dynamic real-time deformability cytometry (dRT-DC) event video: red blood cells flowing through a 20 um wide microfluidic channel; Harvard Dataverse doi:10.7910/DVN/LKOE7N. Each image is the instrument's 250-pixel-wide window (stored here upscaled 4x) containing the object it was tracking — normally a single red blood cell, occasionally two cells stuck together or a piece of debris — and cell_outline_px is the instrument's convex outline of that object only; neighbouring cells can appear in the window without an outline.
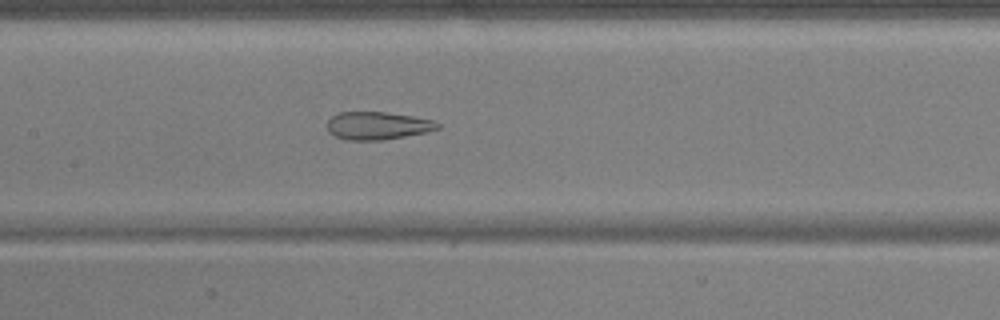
{"species": "common noctule bat (a hibernating species)", "species_latin": "Nyctalus noctula", "temperature_condition": "warm", "stored_images_in_passage": 55, "camera_frame_rate_fps": 3000, "um_per_image_px": 0.085, "animal": {"sex": "male", "body_mass_g": 17.9, "forearm_length_mm": 54.2}, "frame": {"image": 1, "passage_image": 27, "time_ms": 8.667, "image_size_px": [1000, 320], "cell_outline_px": [[440, 128], [424, 132], [404, 136], [380, 140], [348, 140], [336, 136], [328, 132], [328, 120], [332, 116], [340, 112], [388, 112], [412, 116], [432, 120], [440, 124]], "centroid_in_image_um": [32.08, 10.67], "position_along_channel_um": 175.3, "area_um2": 17.69}}
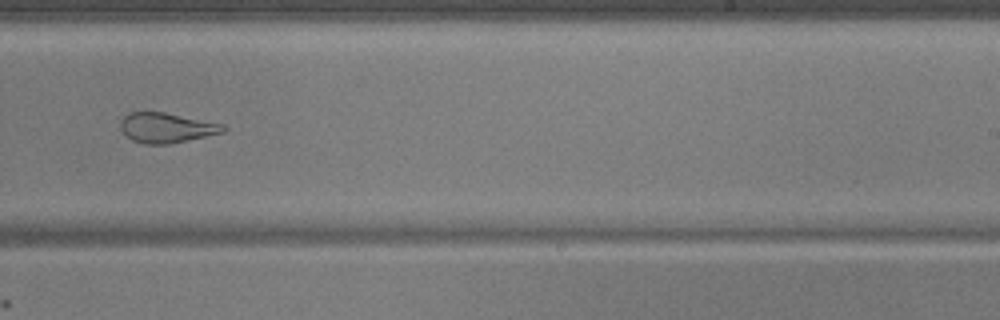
{"frame": {"image": 2, "passage_image": 35, "time_ms": 11.333, "image_size_px": [1000, 320], "cell_outline_px": [[228, 128], [224, 132], [188, 140], [168, 144], [144, 144], [132, 140], [120, 128], [120, 120], [124, 116], [132, 112], [164, 112], [224, 124]], "centroid_in_image_um": [14.16, 10.86], "position_along_channel_um": 274.8, "area_um2": 17.86}}
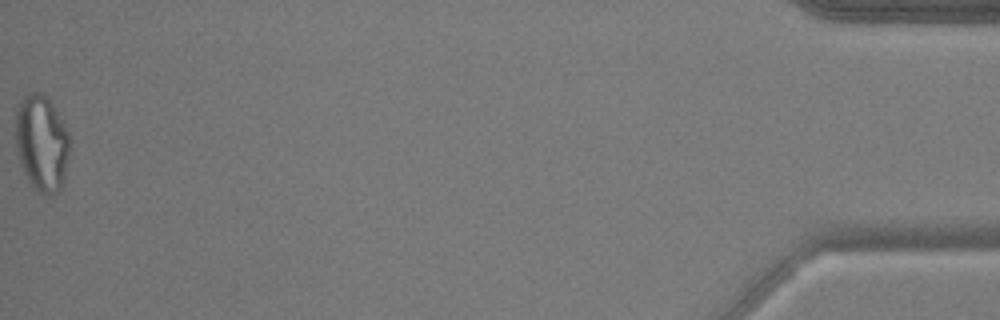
{"frame": {"image": 3, "passage_image": 55, "time_ms": 18.0, "image_size_px": [1000, 320], "cell_outline_px": [[68, 152], [64, 180], [60, 192], [52, 196], [48, 196], [32, 188], [24, 172], [16, 152], [16, 112], [20, 100], [28, 92], [40, 92], [52, 104], [68, 132]], "centroid_in_image_um": [3.52, 12.2], "position_along_channel_um": 431.7, "area_um2": 30.29}, "authors_computed_cell_mechanics": {"area_um2": 25.7788, "velocity_mm_per_s": 3.7492, "shape_relaxation_time_tau1_ms": null, "shape_relaxation_time_tau2_ms": 2.0741, "deformation_change_tau1": null, "deformation_change_tau2": 0.1167}}